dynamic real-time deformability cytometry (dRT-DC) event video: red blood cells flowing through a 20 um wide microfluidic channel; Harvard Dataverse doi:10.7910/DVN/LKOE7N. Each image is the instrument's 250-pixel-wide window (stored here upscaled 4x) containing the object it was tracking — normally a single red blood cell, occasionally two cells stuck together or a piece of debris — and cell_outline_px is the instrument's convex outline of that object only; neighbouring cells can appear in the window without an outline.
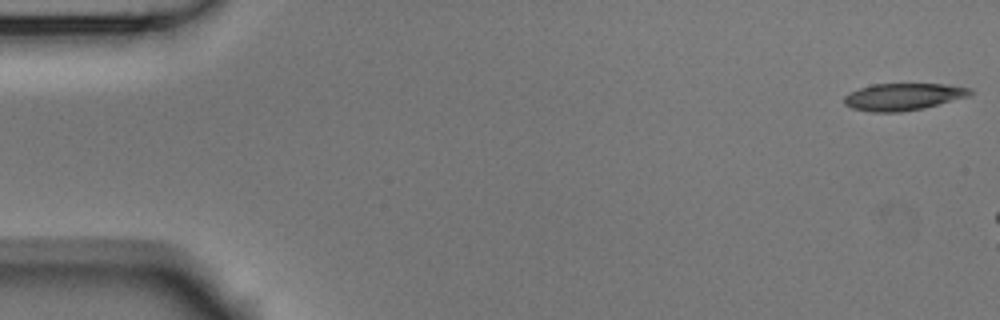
{"species": "Egyptian fruit bat (a non-hibernating species)", "species_latin": "Rousettus aegyptiacus", "temperature_condition": "room temperature", "stored_images_in_passage": 3, "camera_frame_rate_fps": 3000, "um_per_image_px": 0.085, "animal": {"sex": "male"}, "frame": {"image": 1, "passage_image": 1, "time_ms": 0.0, "image_size_px": [1000, 320], "cell_outline_px": [[972, 92], [968, 96], [924, 108], [900, 112], [872, 112], [852, 108], [844, 104], [844, 96], [860, 88], [872, 84], [944, 84], [972, 88]], "centroid_in_image_um": [76.77, 8.22], "position_along_channel_um": 8.2, "area_um2": 19.71}}